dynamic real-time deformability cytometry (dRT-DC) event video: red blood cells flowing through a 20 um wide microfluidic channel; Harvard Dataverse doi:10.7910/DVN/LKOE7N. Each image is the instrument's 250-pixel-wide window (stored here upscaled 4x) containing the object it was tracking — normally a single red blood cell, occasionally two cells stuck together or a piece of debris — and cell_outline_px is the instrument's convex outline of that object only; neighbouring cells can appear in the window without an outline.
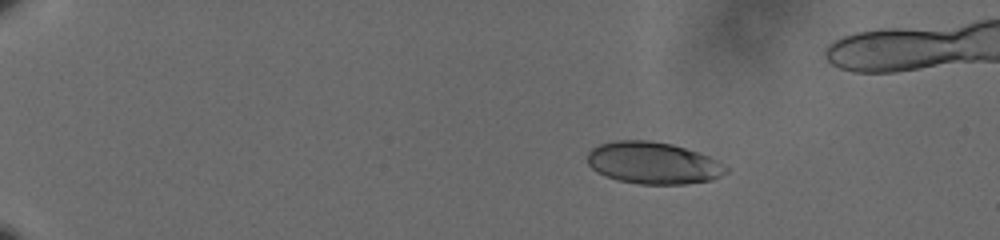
{"species": "human", "species_latin": "Homo sapiens", "temperature_condition": "cold", "stored_images_in_passage": 50, "camera_frame_rate_fps": 3000, "um_per_image_px": 0.085, "donor": {"sex": "male"}, "frame": {"image": 1, "passage_image": 1, "time_ms": 0.0, "image_size_px": [1000, 240], "cell_outline_px": [[728, 172], [712, 180], [684, 184], [640, 184], [620, 180], [604, 176], [596, 172], [588, 164], [588, 152], [592, 148], [600, 144], [616, 140], [648, 140], [672, 144], [720, 160], [728, 168]], "centroid_in_image_um": [55.53, 13.85], "position_along_channel_um": 29.5, "area_um2": 33.93}}
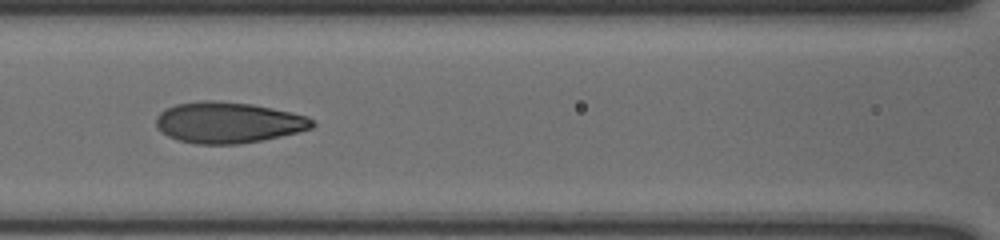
{"frame": {"image": 2, "passage_image": 20, "time_ms": 6.333, "image_size_px": [1000, 240], "cell_outline_px": [[316, 124], [312, 128], [300, 132], [264, 140], [240, 144], [196, 144], [180, 140], [168, 136], [156, 128], [156, 116], [164, 108], [176, 104], [204, 100], [216, 100], [252, 104], [272, 108], [308, 116]], "centroid_in_image_um": [19.4, 10.41], "position_along_channel_um": 147.2, "area_um2": 37.63}}
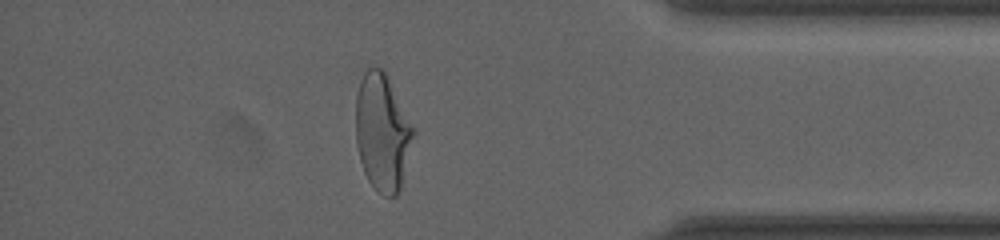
{"frame": {"image": 3, "passage_image": 43, "time_ms": 14.0, "image_size_px": [1000, 240], "cell_outline_px": [[416, 132], [400, 188], [396, 196], [384, 196], [368, 180], [364, 172], [360, 160], [356, 144], [356, 96], [360, 80], [364, 72], [368, 68], [384, 68]], "centroid_in_image_um": [32.5, 11.22], "position_along_channel_um": 402.7, "area_um2": 39.3}}